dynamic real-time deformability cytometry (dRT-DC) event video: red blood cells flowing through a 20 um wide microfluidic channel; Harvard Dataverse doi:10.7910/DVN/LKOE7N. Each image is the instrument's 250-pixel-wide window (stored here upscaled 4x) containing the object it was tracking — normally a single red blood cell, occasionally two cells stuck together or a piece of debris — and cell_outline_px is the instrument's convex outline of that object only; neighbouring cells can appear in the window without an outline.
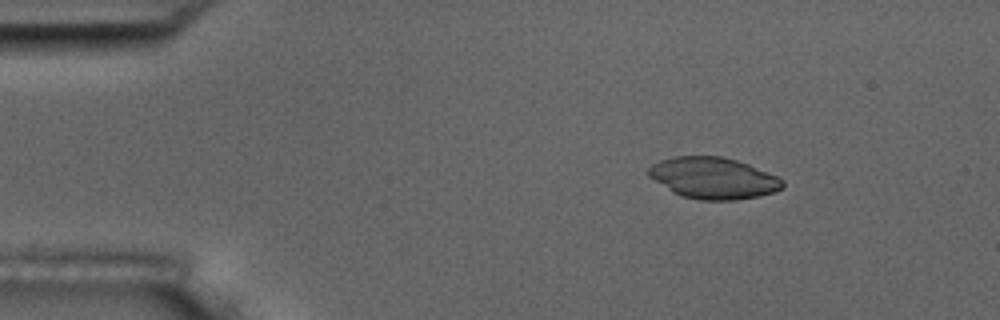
{"species": "common noctule bat (a hibernating species)", "species_latin": "Nyctalus noctula", "temperature_condition": "room temperature", "stored_images_in_passage": 5, "camera_frame_rate_fps": 3000, "um_per_image_px": 0.085, "animal": {"sex": "male", "body_mass_g": 17.5, "forearm_length_mm": 52.3}, "frame": {"image": 1, "passage_image": 2, "time_ms": 2.0, "image_size_px": [1000, 320], "cell_outline_px": [[784, 188], [760, 196], [736, 200], [700, 200], [684, 196], [672, 192], [648, 176], [648, 168], [652, 164], [660, 160], [672, 156], [720, 156], [736, 160], [748, 164], [776, 176], [784, 180]], "centroid_in_image_um": [60.62, 15.13], "position_along_channel_um": 24.4, "area_um2": 32.31}}